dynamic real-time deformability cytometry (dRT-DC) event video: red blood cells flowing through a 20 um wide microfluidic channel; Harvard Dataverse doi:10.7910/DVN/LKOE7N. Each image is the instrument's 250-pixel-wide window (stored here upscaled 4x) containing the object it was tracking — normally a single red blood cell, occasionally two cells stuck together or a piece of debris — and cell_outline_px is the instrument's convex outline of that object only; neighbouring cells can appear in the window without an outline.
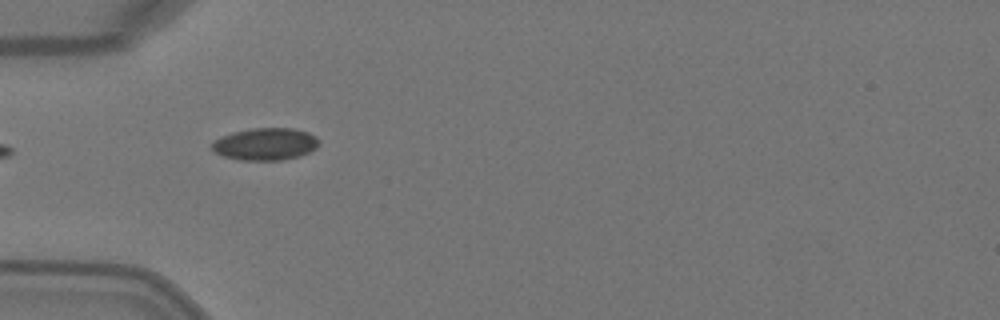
{"species": "Egyptian fruit bat (a non-hibernating species)", "species_latin": "Rousettus aegyptiacus", "temperature_condition": "warm", "stored_images_in_passage": 5, "camera_frame_rate_fps": 3000, "um_per_image_px": 0.085, "animal": {"sex": "female"}, "frame": {"image": 1, "passage_image": 4, "time_ms": 1.0, "image_size_px": [1000, 320], "cell_outline_px": [[320, 144], [316, 148], [300, 156], [280, 160], [240, 160], [224, 156], [216, 152], [212, 148], [212, 144], [220, 136], [232, 132], [252, 128], [292, 128], [308, 132], [316, 136], [320, 140]], "centroid_in_image_um": [22.59, 12.24], "position_along_channel_um": 62.4, "area_um2": 20.11}}
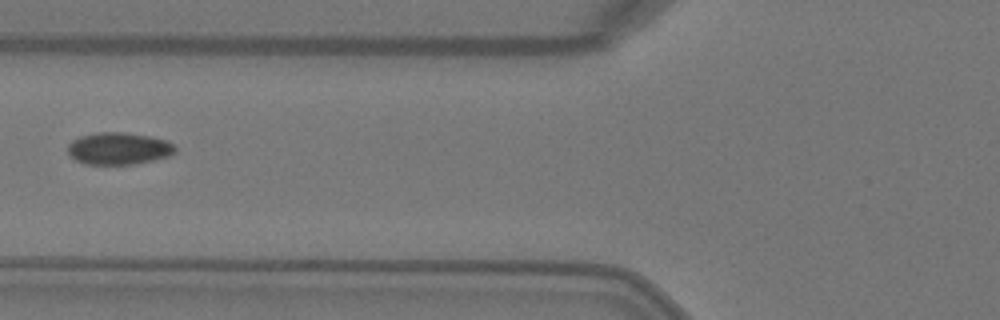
{"frame": {"image": 2, "passage_image": 5, "time_ms": 1.333, "image_size_px": [1000, 320], "cell_outline_px": [[176, 152], [168, 156], [152, 160], [132, 164], [88, 164], [76, 160], [68, 152], [68, 144], [72, 140], [80, 136], [96, 132], [124, 132], [152, 136], [164, 140], [172, 144], [176, 148]], "centroid_in_image_um": [10.08, 12.61], "position_along_channel_um": 115.7, "area_um2": 20.0}}